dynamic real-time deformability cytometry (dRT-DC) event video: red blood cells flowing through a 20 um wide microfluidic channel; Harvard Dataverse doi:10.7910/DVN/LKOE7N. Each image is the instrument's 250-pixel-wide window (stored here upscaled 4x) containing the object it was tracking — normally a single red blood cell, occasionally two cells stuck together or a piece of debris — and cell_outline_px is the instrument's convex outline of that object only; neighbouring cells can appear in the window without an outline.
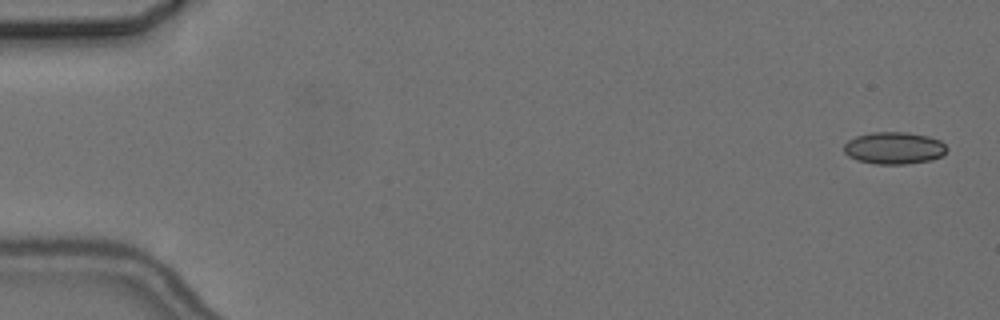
{"species": "common noctule bat (a hibernating species)", "species_latin": "Nyctalus noctula", "temperature_condition": "cold", "stored_images_in_passage": 5, "camera_frame_rate_fps": 3000, "um_per_image_px": 0.085, "animal": {"sex": "female", "body_mass_g": 24.6, "forearm_length_mm": 56.2}, "frame": {"image": 1, "passage_image": 1, "time_ms": 0.0, "image_size_px": [1000, 320], "cell_outline_px": [[948, 148], [944, 156], [932, 160], [908, 164], [876, 164], [856, 160], [848, 156], [844, 152], [844, 144], [848, 140], [856, 136], [872, 132], [908, 132], [928, 136], [940, 140]], "centroid_in_image_um": [76.02, 12.59], "position_along_channel_um": 9.0, "area_um2": 19.54}}